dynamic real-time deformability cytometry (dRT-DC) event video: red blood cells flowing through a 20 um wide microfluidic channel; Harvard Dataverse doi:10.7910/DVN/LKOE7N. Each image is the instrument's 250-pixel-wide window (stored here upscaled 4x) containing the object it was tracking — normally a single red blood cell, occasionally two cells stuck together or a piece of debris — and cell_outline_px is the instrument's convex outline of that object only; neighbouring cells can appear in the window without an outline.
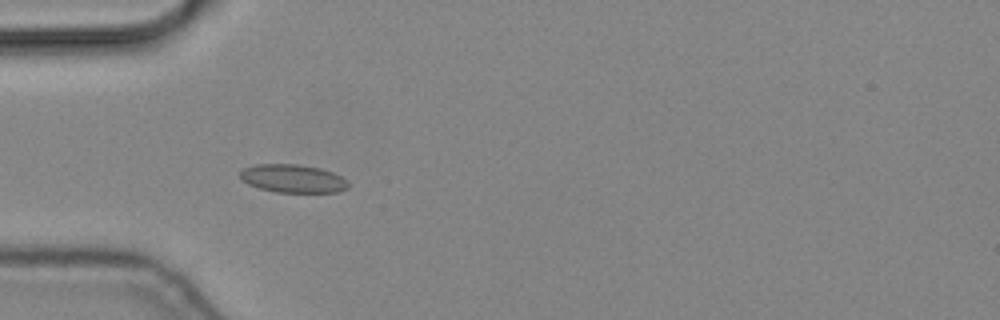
{"species": "common noctule bat (a hibernating species)", "species_latin": "Nyctalus noctula", "temperature_condition": "cold", "stored_images_in_passage": 8, "camera_frame_rate_fps": 3000, "um_per_image_px": 0.085, "animal": {"sex": "male", "body_mass_g": 19.2, "forearm_length_mm": 51.8}, "frame": {"image": 1, "passage_image": 6, "time_ms": 1.667, "image_size_px": [1000, 320], "cell_outline_px": [[348, 188], [340, 192], [276, 192], [260, 188], [248, 184], [240, 176], [240, 172], [244, 168], [256, 164], [296, 164], [320, 168], [332, 172], [340, 176], [348, 184]], "centroid_in_image_um": [24.89, 15.17], "position_along_channel_um": 60.1, "area_um2": 17.57}}
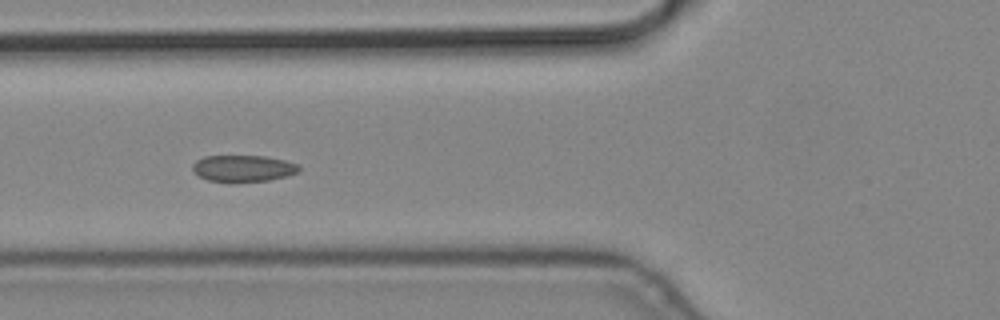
{"frame": {"image": 2, "passage_image": 7, "time_ms": 2.0, "image_size_px": [1000, 320], "cell_outline_px": [[300, 172], [288, 176], [268, 180], [208, 180], [192, 172], [192, 164], [196, 160], [204, 156], [264, 156], [284, 160], [300, 164]], "centroid_in_image_um": [20.7, 14.28], "position_along_channel_um": 105.1, "area_um2": 16.18}}
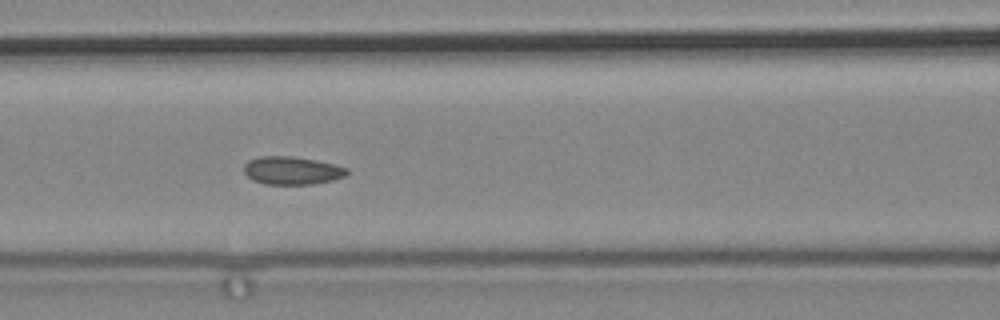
{"frame": {"image": 3, "passage_image": 8, "time_ms": 2.333, "image_size_px": [1000, 320], "cell_outline_px": [[348, 172], [344, 176], [332, 180], [312, 184], [264, 184], [252, 180], [244, 172], [244, 164], [248, 160], [260, 156], [292, 156], [316, 160], [348, 168]], "centroid_in_image_um": [24.78, 14.49], "position_along_channel_um": 141.8, "area_um2": 16.76}}